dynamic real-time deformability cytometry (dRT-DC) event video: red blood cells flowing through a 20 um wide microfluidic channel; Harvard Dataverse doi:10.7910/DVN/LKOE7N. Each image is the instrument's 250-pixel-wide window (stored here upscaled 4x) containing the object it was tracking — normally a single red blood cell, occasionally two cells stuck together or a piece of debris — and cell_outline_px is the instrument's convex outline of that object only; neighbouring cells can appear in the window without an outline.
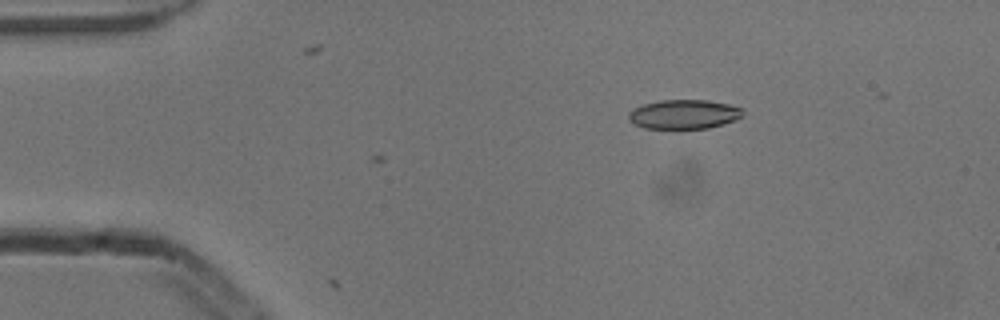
{"species": "common noctule bat (a hibernating species)", "species_latin": "Nyctalus noctula", "temperature_condition": "cold", "stored_images_in_passage": 2, "camera_frame_rate_fps": 3000, "um_per_image_px": 0.085, "animal": {"sex": "male", "body_mass_g": 13.3}, "frame": {"image": 1, "passage_image": 1, "time_ms": 0.0, "image_size_px": [1000, 320], "cell_outline_px": [[744, 112], [736, 120], [708, 128], [680, 132], [644, 128], [628, 120], [628, 112], [644, 104], [660, 100], [708, 100], [728, 104], [744, 108]], "centroid_in_image_um": [58.13, 9.76], "position_along_channel_um": 26.9, "area_um2": 20.29}}